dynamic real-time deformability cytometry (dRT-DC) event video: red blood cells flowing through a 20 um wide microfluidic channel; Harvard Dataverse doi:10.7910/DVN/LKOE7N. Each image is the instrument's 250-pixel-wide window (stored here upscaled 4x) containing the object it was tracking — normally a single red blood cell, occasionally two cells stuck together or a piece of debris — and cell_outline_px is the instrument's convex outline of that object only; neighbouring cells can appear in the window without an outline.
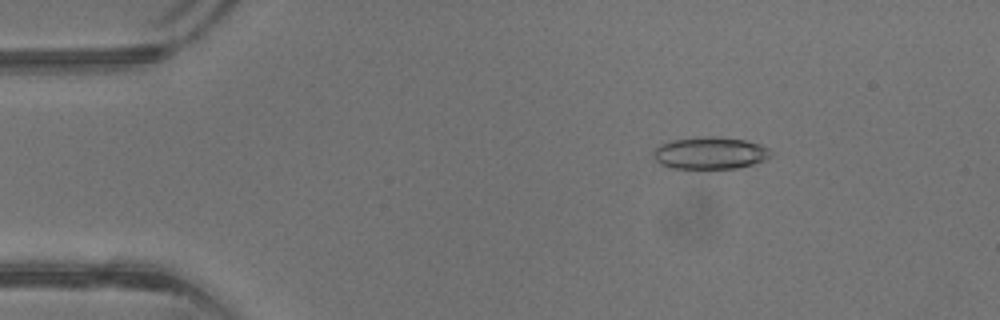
{"species": "common noctule bat (a hibernating species)", "species_latin": "Nyctalus noctula", "temperature_condition": "warm", "stored_images_in_passage": 42, "camera_frame_rate_fps": 3000, "um_per_image_px": 0.085, "animal": {"sex": "male", "body_mass_g": 13.3}, "frame": {"image": 1, "passage_image": 7, "time_ms": 2.0, "image_size_px": [1000, 320], "cell_outline_px": [[772, 156], [764, 160], [752, 164], [736, 168], [672, 168], [660, 164], [656, 160], [652, 152], [660, 144], [672, 140], [708, 136], [712, 136], [744, 140], [760, 144], [768, 148], [772, 152]], "centroid_in_image_um": [60.36, 13.01], "position_along_channel_um": 24.6, "area_um2": 21.85}}
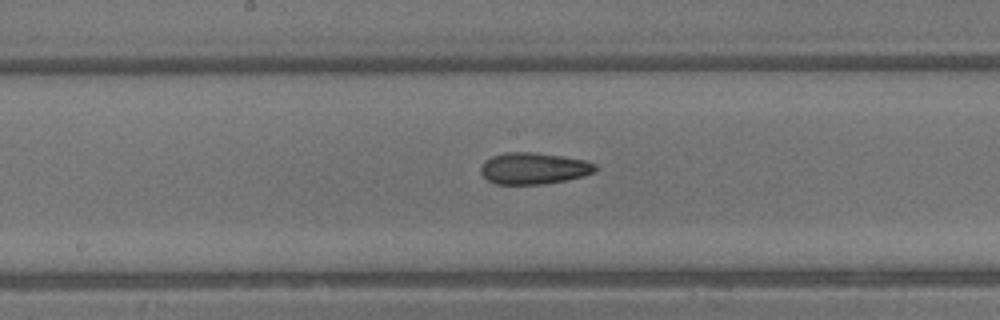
{"frame": {"image": 2, "passage_image": 22, "time_ms": 7.0, "image_size_px": [1000, 320], "cell_outline_px": [[596, 172], [584, 176], [544, 184], [496, 184], [488, 180], [480, 172], [480, 168], [484, 160], [492, 156], [508, 152], [532, 152], [560, 156], [584, 160], [596, 164]], "centroid_in_image_um": [45.35, 14.31], "position_along_channel_um": 202.8, "area_um2": 20.98}}
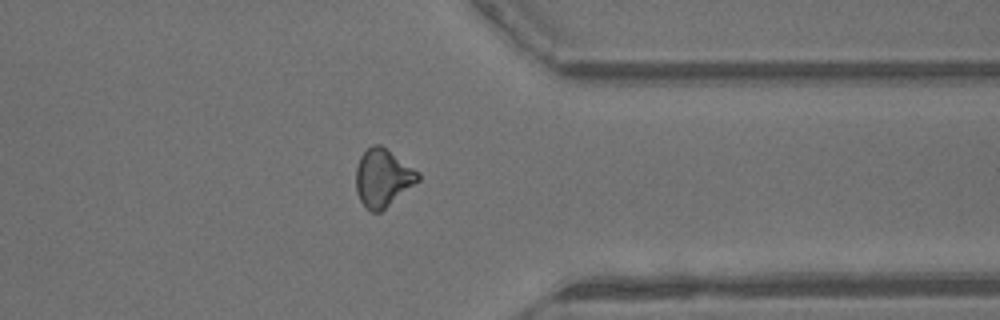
{"frame": {"image": 3, "passage_image": 33, "time_ms": 10.667, "image_size_px": [1000, 320], "cell_outline_px": [[420, 180], [380, 212], [372, 212], [364, 208], [356, 192], [356, 168], [360, 156], [372, 144], [380, 144], [420, 172]], "centroid_in_image_um": [32.53, 15.12], "position_along_channel_um": 378.9, "area_um2": 20.92}}